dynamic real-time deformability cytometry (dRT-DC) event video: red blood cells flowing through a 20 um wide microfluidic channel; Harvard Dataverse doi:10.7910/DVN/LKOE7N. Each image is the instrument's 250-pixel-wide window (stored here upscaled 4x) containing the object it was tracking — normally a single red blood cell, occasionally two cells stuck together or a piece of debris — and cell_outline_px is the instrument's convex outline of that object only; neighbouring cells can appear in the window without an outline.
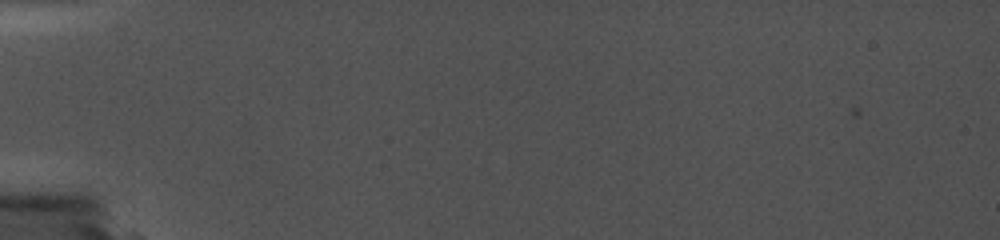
{"species": "common noctule bat (a hibernating species)", "species_latin": "Nyctalus noctula", "temperature_condition": "cold", "stored_images_in_passage": 2, "camera_frame_rate_fps": 5000, "um_per_image_px": 0.085, "animal": {"sex": "female", "body_mass_g": 19.0, "forearm_length_mm": 56.7}, "frame": {"image": 1, "passage_image": 1, "time_ms": 0.0, "image_size_px": [1000, 240], "cell_outline_px": [[704, 136], [628, 140], [552, 136], [544, 132], [544, 128], [556, 124], [636, 128], [700, 132]], "centroid_in_image_um": [52.26, 11.27], "position_along_channel_um": 32.7, "area_um2": 11.56}}